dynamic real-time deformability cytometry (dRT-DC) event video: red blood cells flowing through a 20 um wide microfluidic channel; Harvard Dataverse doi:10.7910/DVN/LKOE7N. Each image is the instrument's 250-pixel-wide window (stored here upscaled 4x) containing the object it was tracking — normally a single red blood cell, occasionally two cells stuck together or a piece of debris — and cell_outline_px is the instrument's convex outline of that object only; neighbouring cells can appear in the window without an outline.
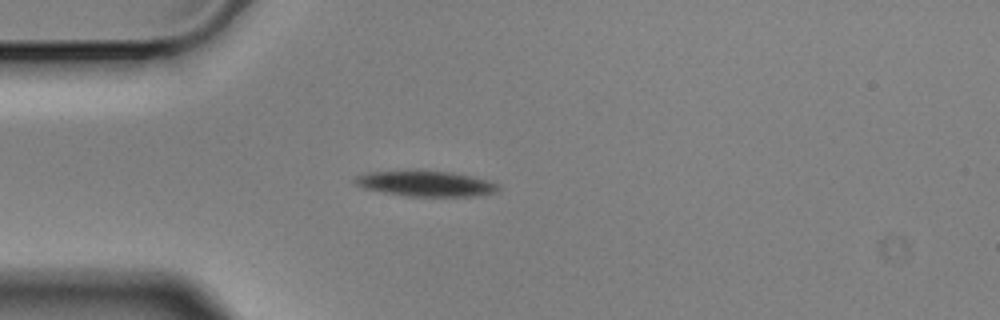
{"species": "Egyptian fruit bat (a non-hibernating species)", "species_latin": "Rousettus aegyptiacus", "temperature_condition": "cold", "stored_images_in_passage": 1, "camera_frame_rate_fps": 3000, "um_per_image_px": 0.085, "animal": {"sex": "male"}, "frame": {"image": 1, "passage_image": 1, "time_ms": 0.0, "image_size_px": [1000, 320], "cell_outline_px": [[500, 188], [496, 192], [476, 196], [404, 196], [364, 188], [356, 184], [352, 180], [356, 176], [368, 172], [452, 172], [488, 180], [500, 184]], "centroid_in_image_um": [36.23, 15.63], "position_along_channel_um": 48.8, "area_um2": 20.81}}